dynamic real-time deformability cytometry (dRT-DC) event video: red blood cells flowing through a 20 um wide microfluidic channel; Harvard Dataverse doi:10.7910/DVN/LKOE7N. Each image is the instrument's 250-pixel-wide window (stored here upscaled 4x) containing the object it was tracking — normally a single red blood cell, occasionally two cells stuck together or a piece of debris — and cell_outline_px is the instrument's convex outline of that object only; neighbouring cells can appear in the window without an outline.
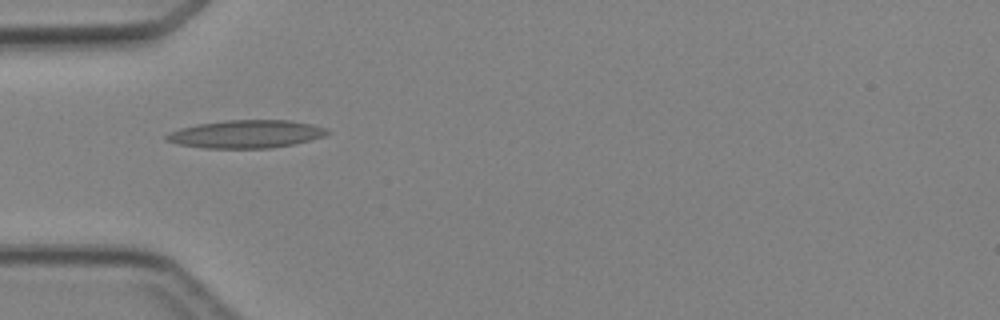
{"species": "Egyptian fruit bat (a non-hibernating species)", "species_latin": "Rousettus aegyptiacus", "temperature_condition": "cold", "stored_images_in_passage": 1, "camera_frame_rate_fps": 3000, "um_per_image_px": 0.085, "animal": {"sex": "female"}, "frame": {"image": 1, "passage_image": 1, "time_ms": 0.0, "image_size_px": [1000, 320], "cell_outline_px": [[332, 132], [324, 136], [312, 140], [272, 148], [204, 148], [176, 144], [164, 140], [164, 136], [168, 132], [180, 128], [196, 124], [224, 120], [288, 120], [312, 124], [328, 128]], "centroid_in_image_um": [20.9, 11.39], "position_along_channel_um": 64.1, "area_um2": 26.53}}